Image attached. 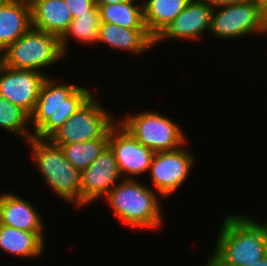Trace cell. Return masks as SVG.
<instances>
[{
    "instance_id": "6da1fadb",
    "label": "cell",
    "mask_w": 267,
    "mask_h": 266,
    "mask_svg": "<svg viewBox=\"0 0 267 266\" xmlns=\"http://www.w3.org/2000/svg\"><path fill=\"white\" fill-rule=\"evenodd\" d=\"M203 266H246L264 258L267 227L256 218L228 214Z\"/></svg>"
},
{
    "instance_id": "7a4b0ae2",
    "label": "cell",
    "mask_w": 267,
    "mask_h": 266,
    "mask_svg": "<svg viewBox=\"0 0 267 266\" xmlns=\"http://www.w3.org/2000/svg\"><path fill=\"white\" fill-rule=\"evenodd\" d=\"M59 81L51 76L44 79L35 109L30 115L31 132L39 140H49L94 94L82 85L61 83V78Z\"/></svg>"
},
{
    "instance_id": "3957f363",
    "label": "cell",
    "mask_w": 267,
    "mask_h": 266,
    "mask_svg": "<svg viewBox=\"0 0 267 266\" xmlns=\"http://www.w3.org/2000/svg\"><path fill=\"white\" fill-rule=\"evenodd\" d=\"M139 179H121L103 198L111 210L130 229L158 230L162 217L161 196Z\"/></svg>"
},
{
    "instance_id": "277c9868",
    "label": "cell",
    "mask_w": 267,
    "mask_h": 266,
    "mask_svg": "<svg viewBox=\"0 0 267 266\" xmlns=\"http://www.w3.org/2000/svg\"><path fill=\"white\" fill-rule=\"evenodd\" d=\"M31 158L44 182L64 202L82 208L81 172L66 158L61 147L50 140L31 137L27 142ZM32 148V150H31Z\"/></svg>"
},
{
    "instance_id": "5b68a950",
    "label": "cell",
    "mask_w": 267,
    "mask_h": 266,
    "mask_svg": "<svg viewBox=\"0 0 267 266\" xmlns=\"http://www.w3.org/2000/svg\"><path fill=\"white\" fill-rule=\"evenodd\" d=\"M63 57L58 36L31 27L0 53V62L13 69L37 71L48 77L51 75L43 70Z\"/></svg>"
},
{
    "instance_id": "8992f818",
    "label": "cell",
    "mask_w": 267,
    "mask_h": 266,
    "mask_svg": "<svg viewBox=\"0 0 267 266\" xmlns=\"http://www.w3.org/2000/svg\"><path fill=\"white\" fill-rule=\"evenodd\" d=\"M118 122L142 145L154 152L176 150L188 140L180 124L153 110L118 118Z\"/></svg>"
},
{
    "instance_id": "52a82bcc",
    "label": "cell",
    "mask_w": 267,
    "mask_h": 266,
    "mask_svg": "<svg viewBox=\"0 0 267 266\" xmlns=\"http://www.w3.org/2000/svg\"><path fill=\"white\" fill-rule=\"evenodd\" d=\"M95 97L92 95L49 139L54 145L62 147L109 137V130L118 121V116L105 110L103 103Z\"/></svg>"
},
{
    "instance_id": "ba28073f",
    "label": "cell",
    "mask_w": 267,
    "mask_h": 266,
    "mask_svg": "<svg viewBox=\"0 0 267 266\" xmlns=\"http://www.w3.org/2000/svg\"><path fill=\"white\" fill-rule=\"evenodd\" d=\"M209 34L217 39L267 35V12L253 0L213 8Z\"/></svg>"
},
{
    "instance_id": "9c48e42d",
    "label": "cell",
    "mask_w": 267,
    "mask_h": 266,
    "mask_svg": "<svg viewBox=\"0 0 267 266\" xmlns=\"http://www.w3.org/2000/svg\"><path fill=\"white\" fill-rule=\"evenodd\" d=\"M186 144L173 151H158L153 154L149 176L152 189L165 200L180 189L195 166L194 154Z\"/></svg>"
},
{
    "instance_id": "30bf717a",
    "label": "cell",
    "mask_w": 267,
    "mask_h": 266,
    "mask_svg": "<svg viewBox=\"0 0 267 266\" xmlns=\"http://www.w3.org/2000/svg\"><path fill=\"white\" fill-rule=\"evenodd\" d=\"M109 146L115 154L124 179H137L149 173L153 150L142 145L118 121L109 130Z\"/></svg>"
},
{
    "instance_id": "8fae6325",
    "label": "cell",
    "mask_w": 267,
    "mask_h": 266,
    "mask_svg": "<svg viewBox=\"0 0 267 266\" xmlns=\"http://www.w3.org/2000/svg\"><path fill=\"white\" fill-rule=\"evenodd\" d=\"M122 178L113 150L108 145L81 172L82 207L102 200Z\"/></svg>"
},
{
    "instance_id": "7c38bea8",
    "label": "cell",
    "mask_w": 267,
    "mask_h": 266,
    "mask_svg": "<svg viewBox=\"0 0 267 266\" xmlns=\"http://www.w3.org/2000/svg\"><path fill=\"white\" fill-rule=\"evenodd\" d=\"M45 78L41 72L13 69L0 62V96L31 115Z\"/></svg>"
},
{
    "instance_id": "4fadbf2b",
    "label": "cell",
    "mask_w": 267,
    "mask_h": 266,
    "mask_svg": "<svg viewBox=\"0 0 267 266\" xmlns=\"http://www.w3.org/2000/svg\"><path fill=\"white\" fill-rule=\"evenodd\" d=\"M213 8L203 0H190L186 7L154 40V44L164 40L184 39L199 41L205 32H209ZM199 39V40H198Z\"/></svg>"
},
{
    "instance_id": "5bb4252c",
    "label": "cell",
    "mask_w": 267,
    "mask_h": 266,
    "mask_svg": "<svg viewBox=\"0 0 267 266\" xmlns=\"http://www.w3.org/2000/svg\"><path fill=\"white\" fill-rule=\"evenodd\" d=\"M36 206L22 196L0 193V224L34 233H44L45 225Z\"/></svg>"
},
{
    "instance_id": "9a60e30c",
    "label": "cell",
    "mask_w": 267,
    "mask_h": 266,
    "mask_svg": "<svg viewBox=\"0 0 267 266\" xmlns=\"http://www.w3.org/2000/svg\"><path fill=\"white\" fill-rule=\"evenodd\" d=\"M31 5L32 27L61 38L73 17L64 0H27Z\"/></svg>"
},
{
    "instance_id": "2e32d148",
    "label": "cell",
    "mask_w": 267,
    "mask_h": 266,
    "mask_svg": "<svg viewBox=\"0 0 267 266\" xmlns=\"http://www.w3.org/2000/svg\"><path fill=\"white\" fill-rule=\"evenodd\" d=\"M98 44H105L112 49L135 54L147 53L155 46L154 39L146 29H128L116 24L101 22L98 31Z\"/></svg>"
},
{
    "instance_id": "e0dca14e",
    "label": "cell",
    "mask_w": 267,
    "mask_h": 266,
    "mask_svg": "<svg viewBox=\"0 0 267 266\" xmlns=\"http://www.w3.org/2000/svg\"><path fill=\"white\" fill-rule=\"evenodd\" d=\"M32 27L27 0H6L0 7V53Z\"/></svg>"
},
{
    "instance_id": "ac0fdd59",
    "label": "cell",
    "mask_w": 267,
    "mask_h": 266,
    "mask_svg": "<svg viewBox=\"0 0 267 266\" xmlns=\"http://www.w3.org/2000/svg\"><path fill=\"white\" fill-rule=\"evenodd\" d=\"M44 235L0 224V251L18 258H39L45 251Z\"/></svg>"
},
{
    "instance_id": "d6986e66",
    "label": "cell",
    "mask_w": 267,
    "mask_h": 266,
    "mask_svg": "<svg viewBox=\"0 0 267 266\" xmlns=\"http://www.w3.org/2000/svg\"><path fill=\"white\" fill-rule=\"evenodd\" d=\"M190 0H143L144 23L155 40Z\"/></svg>"
},
{
    "instance_id": "ffe728a7",
    "label": "cell",
    "mask_w": 267,
    "mask_h": 266,
    "mask_svg": "<svg viewBox=\"0 0 267 266\" xmlns=\"http://www.w3.org/2000/svg\"><path fill=\"white\" fill-rule=\"evenodd\" d=\"M97 6L101 22L116 24L128 29H146L143 0H128L116 4H97Z\"/></svg>"
},
{
    "instance_id": "44dd1931",
    "label": "cell",
    "mask_w": 267,
    "mask_h": 266,
    "mask_svg": "<svg viewBox=\"0 0 267 266\" xmlns=\"http://www.w3.org/2000/svg\"><path fill=\"white\" fill-rule=\"evenodd\" d=\"M100 23L97 4L89 10V14H82L73 18L68 30L60 38V47L64 56L67 55V49L69 48L67 46L72 38L82 45L96 44Z\"/></svg>"
},
{
    "instance_id": "7402d4cb",
    "label": "cell",
    "mask_w": 267,
    "mask_h": 266,
    "mask_svg": "<svg viewBox=\"0 0 267 266\" xmlns=\"http://www.w3.org/2000/svg\"><path fill=\"white\" fill-rule=\"evenodd\" d=\"M109 145V137L63 145L61 148L67 160L80 172L91 165V163Z\"/></svg>"
},
{
    "instance_id": "603a6c76",
    "label": "cell",
    "mask_w": 267,
    "mask_h": 266,
    "mask_svg": "<svg viewBox=\"0 0 267 266\" xmlns=\"http://www.w3.org/2000/svg\"><path fill=\"white\" fill-rule=\"evenodd\" d=\"M30 115L17 105L0 96V128L18 135L25 143L33 137L30 128ZM29 129V130H28Z\"/></svg>"
},
{
    "instance_id": "cb8c5ba5",
    "label": "cell",
    "mask_w": 267,
    "mask_h": 266,
    "mask_svg": "<svg viewBox=\"0 0 267 266\" xmlns=\"http://www.w3.org/2000/svg\"><path fill=\"white\" fill-rule=\"evenodd\" d=\"M68 5L72 17L76 18L82 14H89V10L96 4V0H64Z\"/></svg>"
},
{
    "instance_id": "d4e9b609",
    "label": "cell",
    "mask_w": 267,
    "mask_h": 266,
    "mask_svg": "<svg viewBox=\"0 0 267 266\" xmlns=\"http://www.w3.org/2000/svg\"><path fill=\"white\" fill-rule=\"evenodd\" d=\"M203 1L208 3L212 8H218L221 6L241 3V2H244L246 0H203Z\"/></svg>"
},
{
    "instance_id": "484cf974",
    "label": "cell",
    "mask_w": 267,
    "mask_h": 266,
    "mask_svg": "<svg viewBox=\"0 0 267 266\" xmlns=\"http://www.w3.org/2000/svg\"><path fill=\"white\" fill-rule=\"evenodd\" d=\"M126 1L128 0H96V4H116Z\"/></svg>"
},
{
    "instance_id": "4316f807",
    "label": "cell",
    "mask_w": 267,
    "mask_h": 266,
    "mask_svg": "<svg viewBox=\"0 0 267 266\" xmlns=\"http://www.w3.org/2000/svg\"><path fill=\"white\" fill-rule=\"evenodd\" d=\"M246 266H267V260L265 258L256 260L255 263L246 265Z\"/></svg>"
},
{
    "instance_id": "83f0119b",
    "label": "cell",
    "mask_w": 267,
    "mask_h": 266,
    "mask_svg": "<svg viewBox=\"0 0 267 266\" xmlns=\"http://www.w3.org/2000/svg\"><path fill=\"white\" fill-rule=\"evenodd\" d=\"M267 12V0H253Z\"/></svg>"
},
{
    "instance_id": "f1b7e54d",
    "label": "cell",
    "mask_w": 267,
    "mask_h": 266,
    "mask_svg": "<svg viewBox=\"0 0 267 266\" xmlns=\"http://www.w3.org/2000/svg\"><path fill=\"white\" fill-rule=\"evenodd\" d=\"M264 258L267 260V239H266V245H265V251H264Z\"/></svg>"
},
{
    "instance_id": "f546056e",
    "label": "cell",
    "mask_w": 267,
    "mask_h": 266,
    "mask_svg": "<svg viewBox=\"0 0 267 266\" xmlns=\"http://www.w3.org/2000/svg\"><path fill=\"white\" fill-rule=\"evenodd\" d=\"M6 0H0V7L2 6V4L5 2Z\"/></svg>"
}]
</instances>
